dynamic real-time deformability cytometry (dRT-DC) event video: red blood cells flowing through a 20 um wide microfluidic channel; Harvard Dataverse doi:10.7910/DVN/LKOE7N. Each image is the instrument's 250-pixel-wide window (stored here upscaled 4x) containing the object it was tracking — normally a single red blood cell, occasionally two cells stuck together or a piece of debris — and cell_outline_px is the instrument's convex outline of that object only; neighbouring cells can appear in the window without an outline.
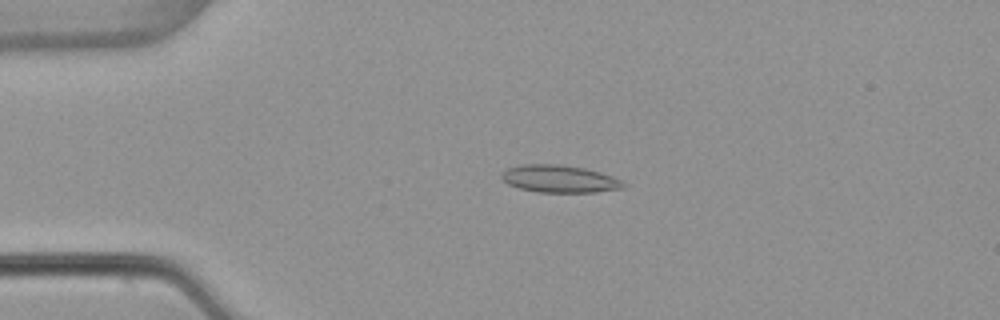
{"species": "common noctule bat (a hibernating species)", "species_latin": "Nyctalus noctula", "temperature_condition": "warm", "stored_images_in_passage": 53, "camera_frame_rate_fps": 3000, "um_per_image_px": 0.085, "animal": {"sex": "female", "body_mass_g": 22.7, "forearm_length_mm": 54.2}, "frame": {"image": 1, "passage_image": 12, "time_ms": 3.667, "image_size_px": [1000, 320], "cell_outline_px": [[628, 188], [596, 192], [536, 192], [520, 188], [508, 184], [500, 176], [508, 168], [524, 164], [560, 164], [584, 168], [600, 172], [612, 176], [628, 184]], "centroid_in_image_um": [47.62, 15.21], "position_along_channel_um": 37.4, "area_um2": 19.54}}
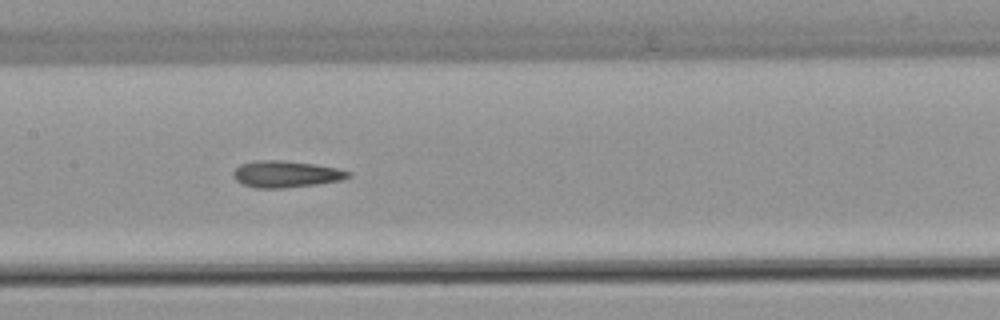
{"frame": {"image": 2, "passage_image": 26, "time_ms": 8.333, "image_size_px": [1000, 320], "cell_outline_px": [[352, 176], [340, 180], [316, 184], [284, 188], [256, 188], [244, 184], [236, 180], [232, 176], [232, 172], [240, 164], [256, 160], [284, 160], [316, 164], [336, 168], [352, 172]], "centroid_in_image_um": [24.3, 14.79], "position_along_channel_um": 183.1, "area_um2": 17.92}}
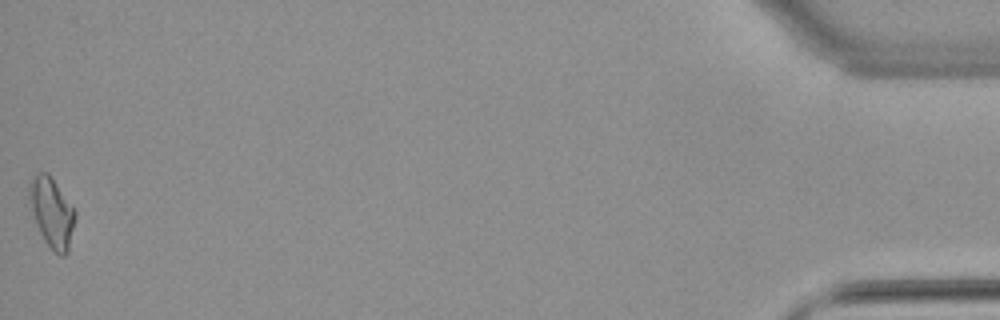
{"frame": {"image": 3, "passage_image": 53, "time_ms": 17.333, "image_size_px": [1000, 320], "cell_outline_px": [[76, 216], [68, 252], [64, 256], [60, 256], [44, 240], [40, 232], [32, 212], [28, 196], [28, 184], [40, 172], [48, 172], [76, 212]], "centroid_in_image_um": [4.41, 18.06], "position_along_channel_um": 430.8, "area_um2": 18.26}, "authors_computed_cell_mechanics": {"area_um2": 17.629, "velocity_mm_per_s": 3.8605, "shape_relaxation_time_tau1_ms": null, "shape_relaxation_time_tau2_ms": 4.3216, "deformation_change_tau1": null, "deformation_change_tau2": 0.1227}}